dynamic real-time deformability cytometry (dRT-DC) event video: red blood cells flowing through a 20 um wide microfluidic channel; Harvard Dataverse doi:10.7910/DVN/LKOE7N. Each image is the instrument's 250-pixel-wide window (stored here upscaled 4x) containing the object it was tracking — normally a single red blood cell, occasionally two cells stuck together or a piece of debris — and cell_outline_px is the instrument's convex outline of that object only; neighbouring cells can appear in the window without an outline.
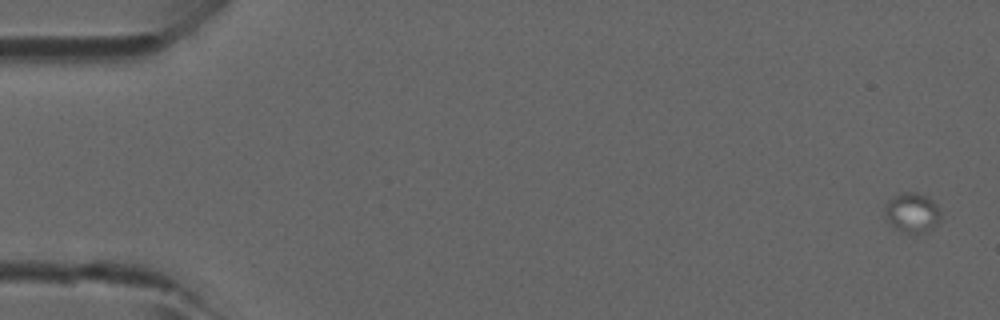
{"species": "common noctule bat (a hibernating species)", "species_latin": "Nyctalus noctula", "temperature_condition": "room temperature", "stored_images_in_passage": 5, "camera_frame_rate_fps": 3000, "um_per_image_px": 0.085, "animal": {"sex": "male", "forearm_length_mm": 52.5}, "frame": {"image": 1, "passage_image": 1, "time_ms": 0.0, "image_size_px": [1000, 320], "cell_outline_px": [[940, 220], [936, 224], [920, 232], [908, 232], [896, 228], [884, 216], [884, 204], [888, 200], [904, 192], [916, 192], [932, 200], [936, 204], [940, 212]], "centroid_in_image_um": [77.5, 18.03], "position_along_channel_um": 7.5, "area_um2": 12.43}}